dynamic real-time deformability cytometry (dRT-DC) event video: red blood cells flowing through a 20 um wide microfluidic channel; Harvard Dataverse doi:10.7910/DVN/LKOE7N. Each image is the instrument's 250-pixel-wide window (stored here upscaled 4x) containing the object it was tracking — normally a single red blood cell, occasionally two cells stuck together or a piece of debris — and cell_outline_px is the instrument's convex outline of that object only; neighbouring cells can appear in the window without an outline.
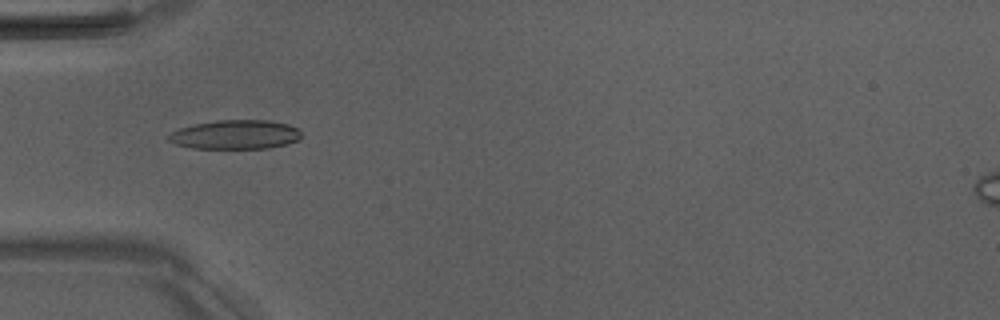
{"species": "Egyptian fruit bat (a non-hibernating species)", "species_latin": "Rousettus aegyptiacus", "temperature_condition": "room temperature", "stored_images_in_passage": 9, "camera_frame_rate_fps": 3000, "um_per_image_px": 0.085, "animal": {"sex": "male"}, "frame": {"image": 1, "passage_image": 5, "time_ms": 4.333, "image_size_px": [1000, 320], "cell_outline_px": [[300, 140], [268, 148], [192, 148], [176, 144], [168, 140], [168, 136], [172, 132], [180, 128], [196, 124], [216, 120], [268, 120], [288, 124], [296, 128], [300, 132]], "centroid_in_image_um": [20.01, 11.44], "position_along_channel_um": 65.0, "area_um2": 22.31}}